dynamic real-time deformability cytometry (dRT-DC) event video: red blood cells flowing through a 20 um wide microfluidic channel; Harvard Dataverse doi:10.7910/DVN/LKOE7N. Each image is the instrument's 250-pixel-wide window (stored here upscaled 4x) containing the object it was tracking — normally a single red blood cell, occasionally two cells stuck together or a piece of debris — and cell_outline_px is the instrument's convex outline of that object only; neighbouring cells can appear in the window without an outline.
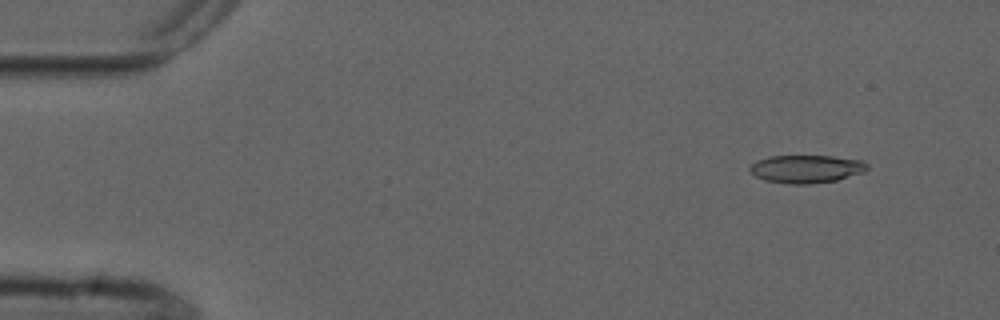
{"species": "common noctule bat (a hibernating species)", "species_latin": "Nyctalus noctula", "temperature_condition": "cold", "stored_images_in_passage": 6, "segment_of_instrument_passage": [1, 2], "camera_frame_rate_fps": 3000, "um_per_image_px": 0.085, "animal": {"sex": "male", "forearm_length_mm": 52.5}, "frame": {"image": 1, "passage_image": 2, "time_ms": 1.333, "image_size_px": [1000, 320], "cell_outline_px": [[868, 168], [864, 172], [836, 180], [812, 184], [788, 184], [764, 180], [756, 176], [748, 168], [756, 160], [768, 156], [832, 156], [864, 160], [868, 164]], "centroid_in_image_um": [68.55, 14.35], "position_along_channel_um": 16.5, "area_um2": 19.25}}
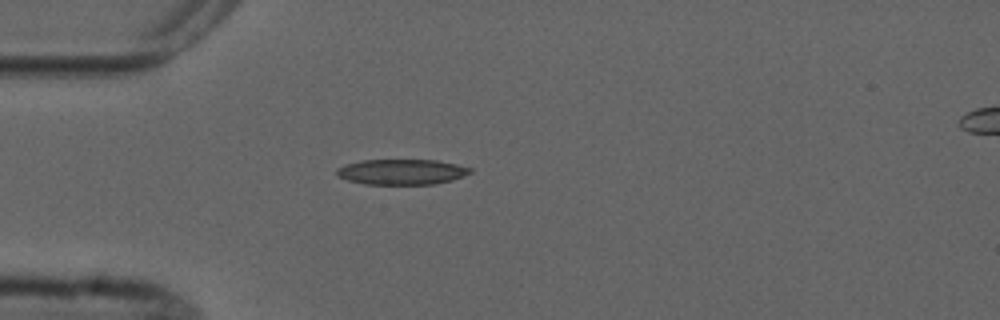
{"frame": {"image": 2, "passage_image": 5, "time_ms": 4.667, "image_size_px": [1000, 320], "cell_outline_px": [[472, 172], [452, 180], [436, 184], [364, 184], [348, 180], [336, 176], [336, 168], [344, 164], [360, 160], [436, 160], [456, 164], [472, 168]], "centroid_in_image_um": [34.11, 14.6], "position_along_channel_um": 50.9, "area_um2": 19.88}}